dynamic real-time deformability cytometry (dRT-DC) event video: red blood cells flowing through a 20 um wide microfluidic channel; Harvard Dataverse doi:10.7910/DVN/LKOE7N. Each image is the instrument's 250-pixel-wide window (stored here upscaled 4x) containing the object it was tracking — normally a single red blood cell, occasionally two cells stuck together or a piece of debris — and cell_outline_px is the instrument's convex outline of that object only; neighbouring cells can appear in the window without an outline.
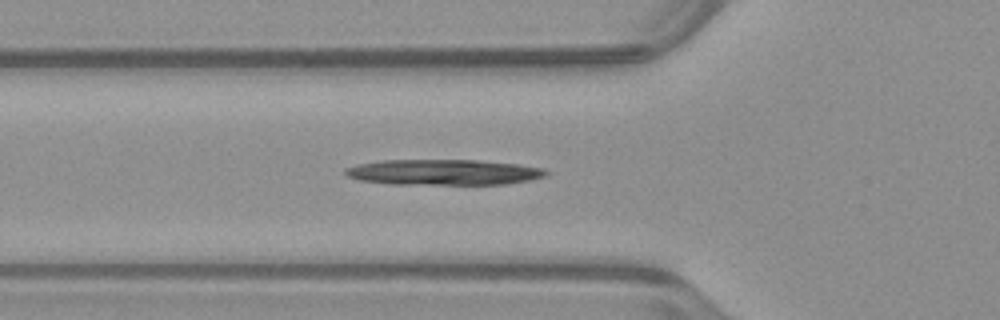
{"species": "common noctule bat (a hibernating species)", "species_latin": "Nyctalus noctula", "temperature_condition": "warm", "stored_images_in_passage": 41, "camera_frame_rate_fps": 3000, "um_per_image_px": 0.085, "animal": {"sex": "male", "body_mass_g": 23.1, "forearm_length_mm": 52.7}, "frame": {"image": 1, "passage_image": 7, "time_ms": 2.0, "image_size_px": [1000, 320], "cell_outline_px": [[552, 172], [548, 176], [532, 180], [504, 184], [392, 184], [360, 180], [348, 176], [344, 172], [344, 168], [356, 164], [380, 160], [476, 160], [516, 164], [544, 168]], "centroid_in_image_um": [37.74, 14.63], "position_along_channel_um": 88.1, "area_um2": 30.17}}
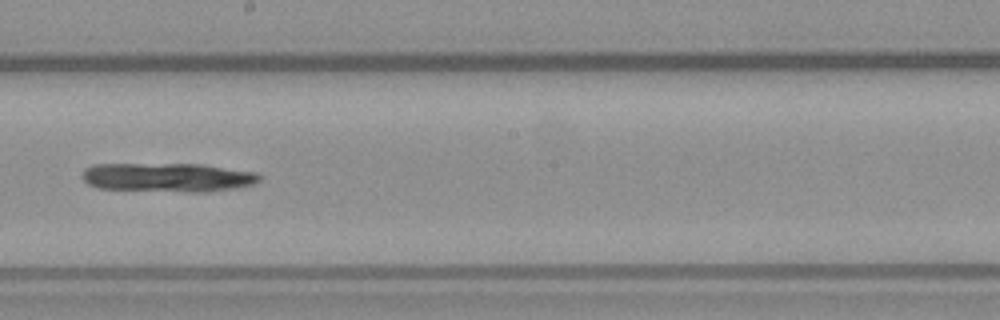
{"frame": {"image": 2, "passage_image": 18, "time_ms": 5.667, "image_size_px": [1000, 320], "cell_outline_px": [[264, 176], [256, 184], [236, 188], [208, 192], [184, 192], [100, 188], [88, 184], [80, 176], [84, 168], [92, 164], [200, 164], [256, 172]], "centroid_in_image_um": [14.29, 15.08], "position_along_channel_um": 233.9, "area_um2": 30.29}}
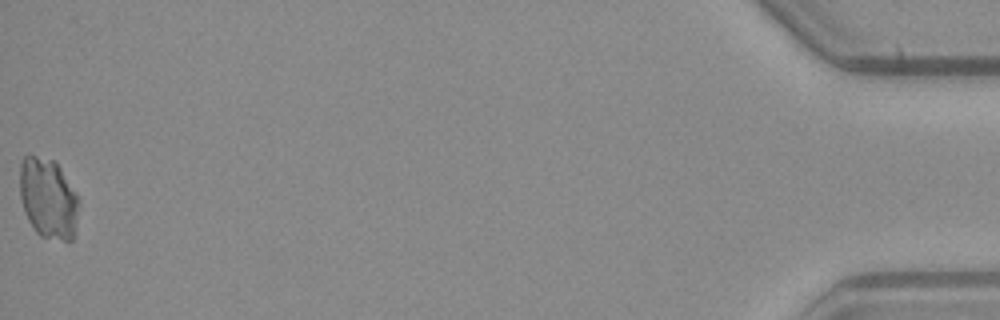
{"frame": {"image": 3, "passage_image": 41, "time_ms": 13.333, "image_size_px": [1000, 320], "cell_outline_px": [[80, 204], [72, 240], [64, 240], [40, 236], [36, 232], [28, 220], [24, 212], [20, 196], [20, 164], [24, 156], [36, 156], [56, 160], [76, 192], [80, 200]], "centroid_in_image_um": [4.11, 16.84], "position_along_channel_um": 431.1, "area_um2": 27.86}}